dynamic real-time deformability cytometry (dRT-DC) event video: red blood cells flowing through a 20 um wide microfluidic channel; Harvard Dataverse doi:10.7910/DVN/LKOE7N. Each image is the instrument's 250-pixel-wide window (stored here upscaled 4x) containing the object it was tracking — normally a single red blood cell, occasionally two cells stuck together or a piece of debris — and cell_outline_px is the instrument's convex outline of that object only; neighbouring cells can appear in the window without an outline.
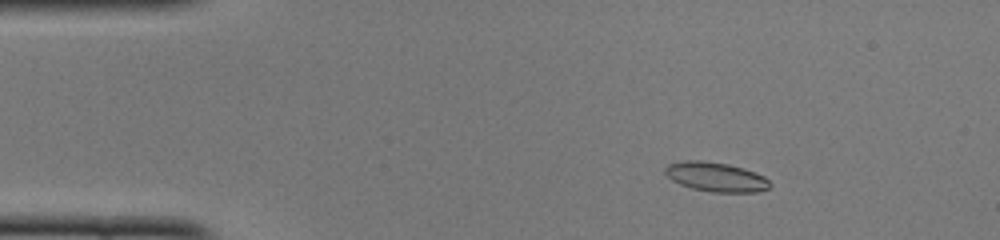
{"species": "common noctule bat (a hibernating species)", "species_latin": "Nyctalus noctula", "temperature_condition": "cold", "stored_images_in_passage": 51, "camera_frame_rate_fps": 3000, "um_per_image_px": 0.085, "animal": {"sex": "female", "body_mass_g": 22.0, "forearm_length_mm": 56.7}, "frame": {"image": 1, "passage_image": 8, "time_ms": 2.333, "image_size_px": [1000, 240], "cell_outline_px": [[772, 184], [768, 188], [756, 192], [712, 192], [692, 188], [680, 184], [672, 180], [664, 172], [664, 168], [668, 164], [684, 160], [700, 160], [728, 164], [744, 168], [764, 176]], "centroid_in_image_um": [60.84, 15.03], "position_along_channel_um": 24.2, "area_um2": 17.92}}
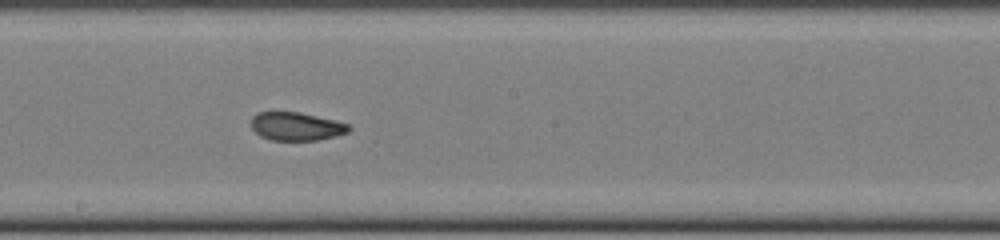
{"frame": {"image": 2, "passage_image": 28, "time_ms": 9.0, "image_size_px": [1000, 240], "cell_outline_px": [[352, 128], [348, 132], [336, 136], [316, 140], [272, 140], [260, 136], [252, 128], [252, 116], [256, 112], [300, 112], [348, 124]], "centroid_in_image_um": [25.17, 10.74], "position_along_channel_um": 223.0, "area_um2": 15.95}}
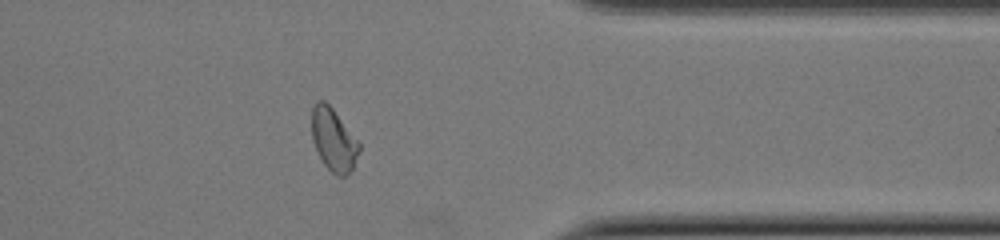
{"frame": {"image": 3, "passage_image": 41, "time_ms": 13.333, "image_size_px": [1000, 240], "cell_outline_px": [[360, 148], [352, 168], [344, 176], [336, 176], [324, 164], [312, 140], [312, 108], [316, 100], [324, 100], [332, 108], [360, 144]], "centroid_in_image_um": [28.33, 11.86], "position_along_channel_um": 383.1, "area_um2": 16.88}, "authors_computed_cell_mechanics": {"area_um2": 17.5712, "velocity_mm_per_s": 3.9804, "shape_relaxation_time_tau1_ms": null, "shape_relaxation_time_tau2_ms": 1.2843, "deformation_change_tau1": null, "deformation_change_tau2": 0.0666}}